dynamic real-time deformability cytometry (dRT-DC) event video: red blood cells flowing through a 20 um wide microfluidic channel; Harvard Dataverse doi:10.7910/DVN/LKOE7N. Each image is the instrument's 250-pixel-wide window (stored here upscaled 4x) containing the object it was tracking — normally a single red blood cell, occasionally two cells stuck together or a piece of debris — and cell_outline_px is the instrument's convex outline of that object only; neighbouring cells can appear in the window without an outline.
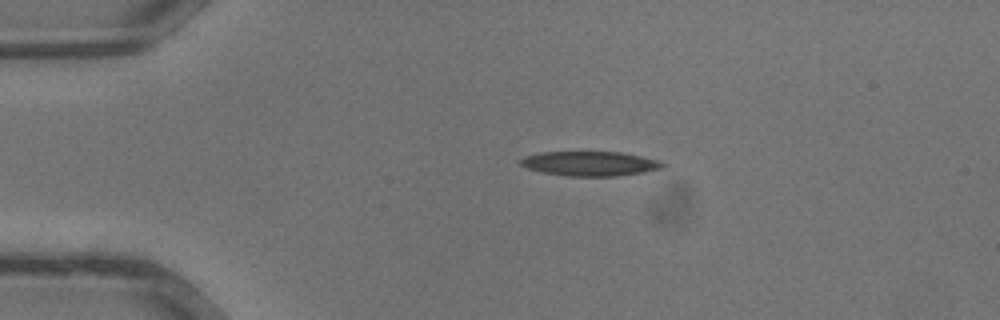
{"species": "common noctule bat (a hibernating species)", "species_latin": "Nyctalus noctula", "temperature_condition": "warm", "stored_images_in_passage": 28, "camera_frame_rate_fps": 3000, "um_per_image_px": 0.085, "animal": {"sex": "male", "body_mass_g": 13.3}, "frame": {"image": 1, "passage_image": 1, "time_ms": 0.0, "image_size_px": [1000, 320], "cell_outline_px": [[664, 164], [660, 168], [644, 172], [616, 176], [568, 176], [544, 172], [528, 168], [520, 164], [516, 160], [524, 156], [540, 152], [624, 152], [660, 160]], "centroid_in_image_um": [50.12, 13.89], "position_along_channel_um": 34.9, "area_um2": 20.35}}
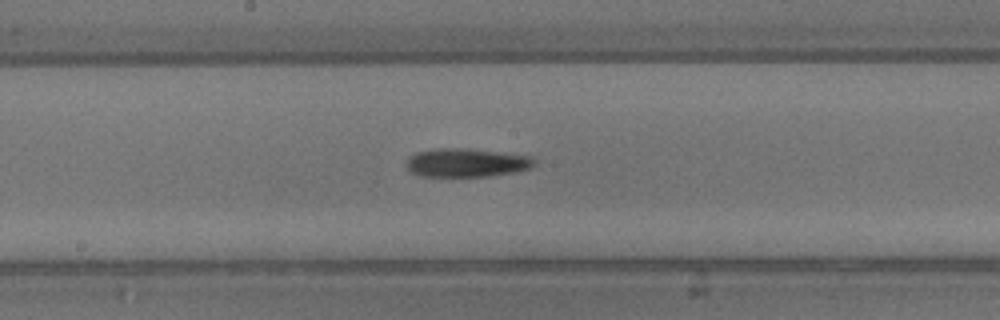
{"frame": {"image": 2, "passage_image": 12, "time_ms": 3.667, "image_size_px": [1000, 320], "cell_outline_px": [[536, 164], [532, 168], [516, 172], [488, 176], [420, 176], [412, 172], [408, 168], [408, 156], [416, 152], [432, 148], [464, 148], [532, 156], [536, 160]], "centroid_in_image_um": [39.68, 13.82], "position_along_channel_um": 208.5, "area_um2": 21.39}}
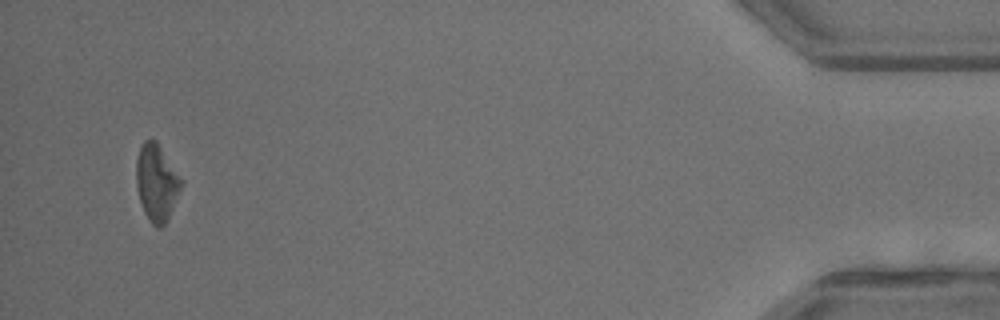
{"frame": {"image": 3, "passage_image": 27, "time_ms": 8.667, "image_size_px": [1000, 320], "cell_outline_px": [[184, 184], [168, 220], [160, 228], [156, 228], [152, 224], [144, 212], [140, 200], [136, 184], [136, 160], [140, 148], [144, 140], [156, 140], [184, 180]], "centroid_in_image_um": [13.35, 15.54], "position_along_channel_um": 421.9, "area_um2": 20.4}}